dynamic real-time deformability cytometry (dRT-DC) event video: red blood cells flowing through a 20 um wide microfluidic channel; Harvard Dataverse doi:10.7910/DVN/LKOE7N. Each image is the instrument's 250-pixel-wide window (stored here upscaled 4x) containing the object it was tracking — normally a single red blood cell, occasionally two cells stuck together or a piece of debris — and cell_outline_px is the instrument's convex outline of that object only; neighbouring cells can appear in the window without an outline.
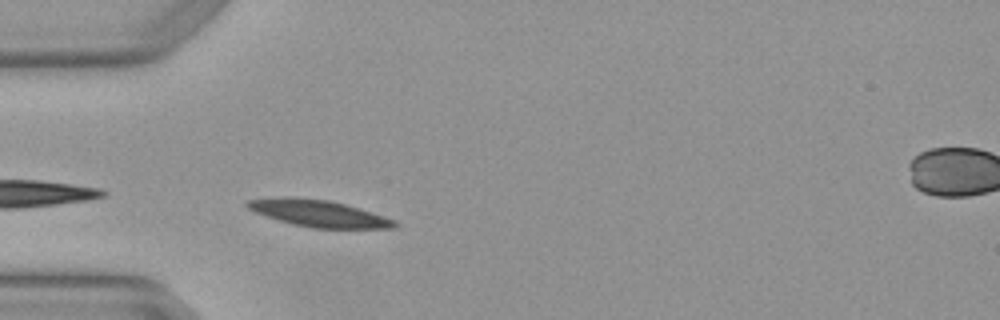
{"species": "Egyptian fruit bat (a non-hibernating species)", "species_latin": "Rousettus aegyptiacus", "temperature_condition": "warm", "stored_images_in_passage": 3, "segment_of_instrument_passage": [1, 2], "camera_frame_rate_fps": 3000, "um_per_image_px": 0.085, "animal": {"sex": "female"}, "frame": {"image": 1, "passage_image": 2, "time_ms": 0.333, "image_size_px": [1000, 320], "cell_outline_px": [[400, 224], [396, 228], [312, 228], [292, 224], [256, 212], [248, 208], [244, 204], [248, 200], [284, 196], [288, 196], [328, 200], [344, 204], [384, 216], [396, 220]], "centroid_in_image_um": [27.1, 18.14], "position_along_channel_um": 57.9, "area_um2": 22.77}}